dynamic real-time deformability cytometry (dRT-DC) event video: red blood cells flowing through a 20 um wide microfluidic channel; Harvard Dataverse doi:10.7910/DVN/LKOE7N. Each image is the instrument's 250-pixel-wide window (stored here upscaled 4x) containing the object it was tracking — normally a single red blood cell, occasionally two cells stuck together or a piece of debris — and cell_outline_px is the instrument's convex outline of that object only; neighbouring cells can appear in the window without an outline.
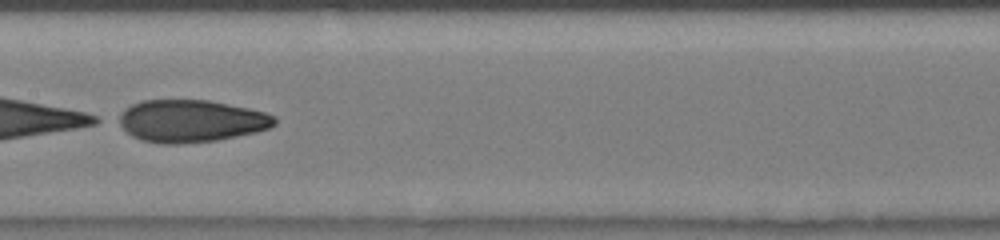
{"species": "human", "species_latin": "Homo sapiens", "temperature_condition": "room temperature", "stored_images_in_passage": 52, "camera_frame_rate_fps": 3000, "um_per_image_px": 0.085, "donor": {"sex": "male"}, "frame": {"image": 1, "passage_image": 31, "time_ms": 10.333, "image_size_px": [1000, 240], "cell_outline_px": [[276, 124], [268, 128], [256, 132], [216, 140], [180, 144], [160, 144], [140, 140], [132, 136], [112, 120], [124, 108], [132, 104], [144, 100], [208, 100], [248, 108], [264, 112], [276, 116]], "centroid_in_image_um": [16.15, 10.29], "position_along_channel_um": 191.3, "area_um2": 38.84}}
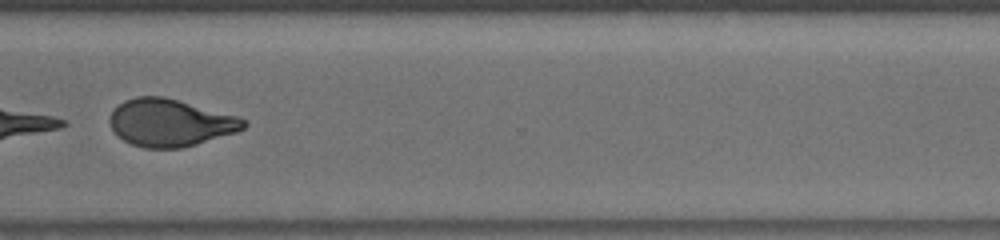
{"frame": {"image": 2, "passage_image": 43, "time_ms": 14.333, "image_size_px": [1000, 240], "cell_outline_px": [[248, 124], [244, 128], [236, 132], [184, 148], [144, 148], [132, 144], [116, 136], [108, 120], [112, 112], [124, 100], [136, 96], [164, 96], [240, 116]], "centroid_in_image_um": [14.47, 10.43], "position_along_channel_um": 356.1, "area_um2": 37.17}}